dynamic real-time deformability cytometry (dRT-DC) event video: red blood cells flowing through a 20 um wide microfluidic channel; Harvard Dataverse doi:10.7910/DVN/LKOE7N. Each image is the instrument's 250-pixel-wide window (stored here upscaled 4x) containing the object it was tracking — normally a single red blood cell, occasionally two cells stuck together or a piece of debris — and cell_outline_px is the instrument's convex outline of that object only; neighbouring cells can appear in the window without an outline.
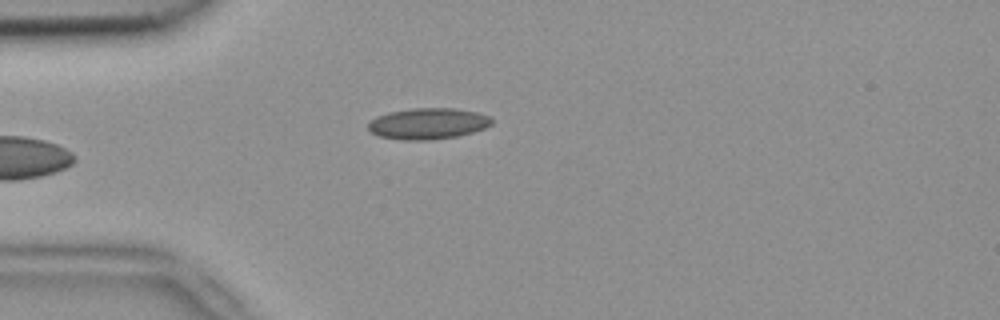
{"species": "common noctule bat (a hibernating species)", "species_latin": "Nyctalus noctula", "temperature_condition": "room temperature", "stored_images_in_passage": 4, "camera_frame_rate_fps": 3000, "um_per_image_px": 0.085, "animal": {"sex": "female", "body_mass_g": 18.4}, "frame": {"image": 1, "passage_image": 4, "time_ms": 1.0, "image_size_px": [1000, 320], "cell_outline_px": [[492, 124], [484, 128], [460, 136], [432, 140], [400, 140], [380, 136], [372, 132], [368, 128], [368, 124], [376, 116], [388, 112], [416, 108], [452, 108], [476, 112], [492, 116]], "centroid_in_image_um": [36.4, 10.51], "position_along_channel_um": 48.6, "area_um2": 22.48}}